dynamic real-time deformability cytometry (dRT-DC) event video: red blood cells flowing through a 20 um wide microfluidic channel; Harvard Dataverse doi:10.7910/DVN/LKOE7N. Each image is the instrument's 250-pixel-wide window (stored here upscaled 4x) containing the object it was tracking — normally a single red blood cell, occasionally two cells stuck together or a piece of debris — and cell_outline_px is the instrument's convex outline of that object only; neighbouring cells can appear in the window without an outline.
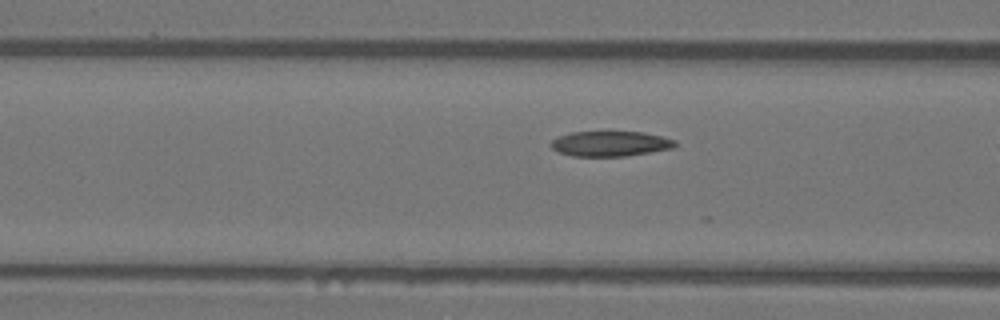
{"species": "Egyptian fruit bat (a non-hibernating species)", "species_latin": "Rousettus aegyptiacus", "temperature_condition": "warm", "stored_images_in_passage": 5, "camera_frame_rate_fps": 3000, "um_per_image_px": 0.085, "animal": {"sex": "female"}, "frame": {"image": 1, "passage_image": 4, "time_ms": 1.0, "image_size_px": [1000, 320], "cell_outline_px": [[676, 144], [672, 148], [624, 156], [572, 156], [560, 152], [552, 148], [548, 144], [552, 140], [560, 136], [572, 132], [608, 128], [644, 132], [676, 140]], "centroid_in_image_um": [51.84, 12.15], "position_along_channel_um": 114.8, "area_um2": 19.02}}